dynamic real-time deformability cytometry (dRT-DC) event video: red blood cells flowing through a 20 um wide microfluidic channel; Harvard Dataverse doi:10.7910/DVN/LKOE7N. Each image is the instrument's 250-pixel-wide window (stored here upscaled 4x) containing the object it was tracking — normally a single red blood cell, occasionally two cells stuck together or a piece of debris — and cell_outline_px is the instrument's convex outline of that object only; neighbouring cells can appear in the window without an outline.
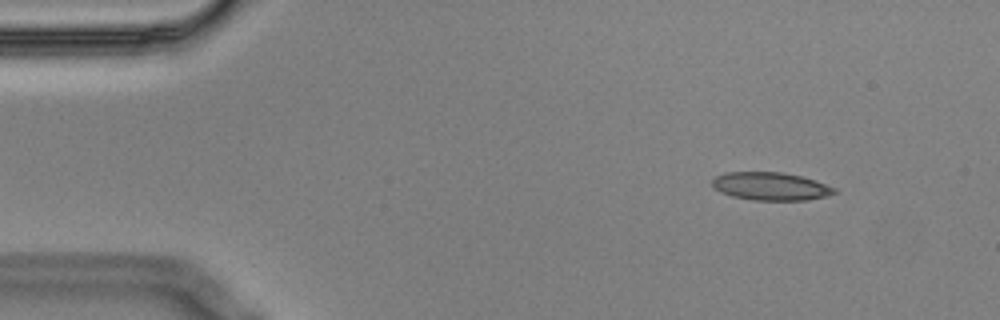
{"species": "Egyptian fruit bat (a non-hibernating species)", "species_latin": "Rousettus aegyptiacus", "temperature_condition": "cold", "stored_images_in_passage": 4, "camera_frame_rate_fps": 3000, "um_per_image_px": 0.085, "animal": {"sex": "male"}, "frame": {"image": 1, "passage_image": 1, "time_ms": 0.0, "image_size_px": [1000, 320], "cell_outline_px": [[836, 192], [824, 196], [808, 200], [752, 200], [732, 196], [720, 192], [712, 184], [712, 180], [716, 176], [724, 172], [780, 172], [800, 176], [816, 180], [836, 188]], "centroid_in_image_um": [65.5, 15.83], "position_along_channel_um": 19.5, "area_um2": 19.83}}
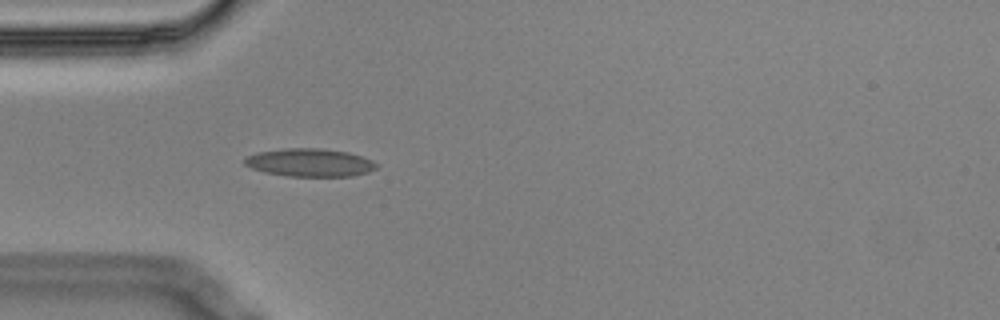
{"frame": {"image": 2, "passage_image": 4, "time_ms": 1.0, "image_size_px": [1000, 320], "cell_outline_px": [[380, 164], [376, 168], [368, 172], [352, 176], [288, 176], [264, 172], [252, 168], [244, 164], [244, 160], [248, 156], [260, 152], [284, 148], [320, 148], [348, 152], [372, 160]], "centroid_in_image_um": [26.36, 13.82], "position_along_channel_um": 58.6, "area_um2": 21.44}}